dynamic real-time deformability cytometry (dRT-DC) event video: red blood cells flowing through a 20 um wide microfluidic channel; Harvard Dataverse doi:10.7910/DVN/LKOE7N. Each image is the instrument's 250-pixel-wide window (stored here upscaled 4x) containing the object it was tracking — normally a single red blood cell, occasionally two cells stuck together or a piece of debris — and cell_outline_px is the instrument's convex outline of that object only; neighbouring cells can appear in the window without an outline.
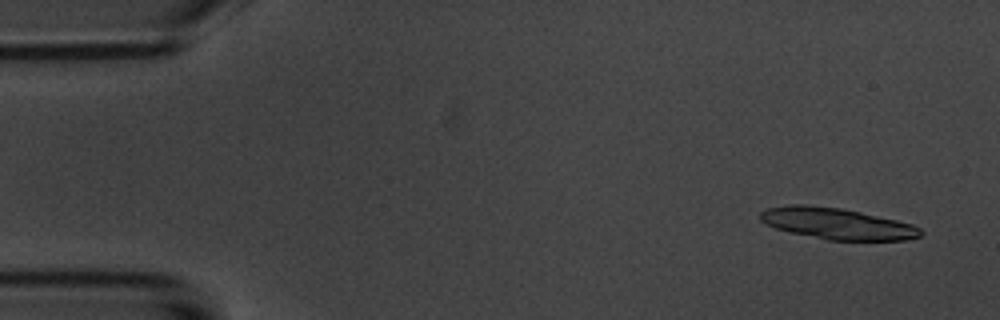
{"species": "common noctule bat (a hibernating species)", "species_latin": "Nyctalus noctula", "temperature_condition": "room temperature", "stored_images_in_passage": 2, "camera_frame_rate_fps": 3000, "um_per_image_px": 0.085, "animal": {"sex": "male", "body_mass_g": 20.1, "forearm_length_mm": 53.5}, "frame": {"image": 1, "passage_image": 2, "time_ms": 1.0, "image_size_px": [1000, 320], "cell_outline_px": [[924, 232], [920, 236], [908, 240], [828, 240], [788, 232], [776, 228], [760, 220], [760, 212], [768, 208], [788, 204], [808, 204], [840, 208], [860, 212], [896, 220], [912, 224], [920, 228]], "centroid_in_image_um": [71.14, 19.0], "position_along_channel_um": 13.9, "area_um2": 29.25}}